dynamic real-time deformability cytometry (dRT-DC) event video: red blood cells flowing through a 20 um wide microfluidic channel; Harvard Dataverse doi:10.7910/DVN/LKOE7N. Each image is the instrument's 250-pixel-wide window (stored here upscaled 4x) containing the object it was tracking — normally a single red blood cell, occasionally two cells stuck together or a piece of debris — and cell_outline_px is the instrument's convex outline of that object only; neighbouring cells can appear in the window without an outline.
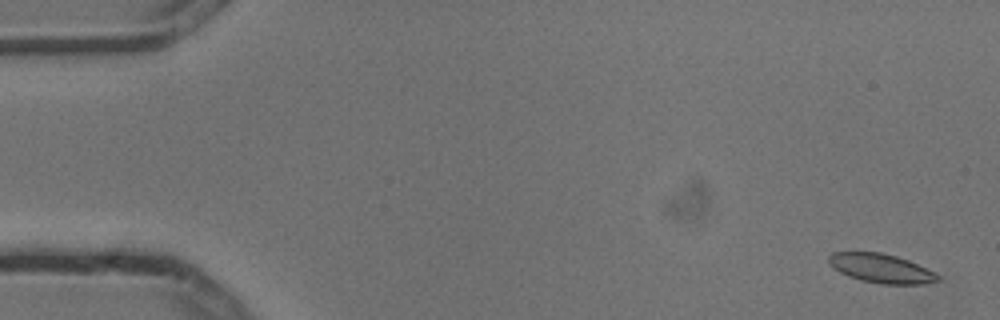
{"species": "common noctule bat (a hibernating species)", "species_latin": "Nyctalus noctula", "temperature_condition": "cold", "stored_images_in_passage": 5, "camera_frame_rate_fps": 3000, "um_per_image_px": 0.085, "animal": {"sex": "male", "body_mass_g": 13.3}, "frame": {"image": 1, "passage_image": 1, "time_ms": 0.0, "image_size_px": [1000, 320], "cell_outline_px": [[940, 280], [924, 284], [880, 284], [860, 280], [848, 276], [832, 268], [828, 264], [828, 256], [832, 252], [880, 252], [896, 256], [908, 260], [936, 272], [940, 276]], "centroid_in_image_um": [74.88, 22.81], "position_along_channel_um": 10.1, "area_um2": 18.67}}
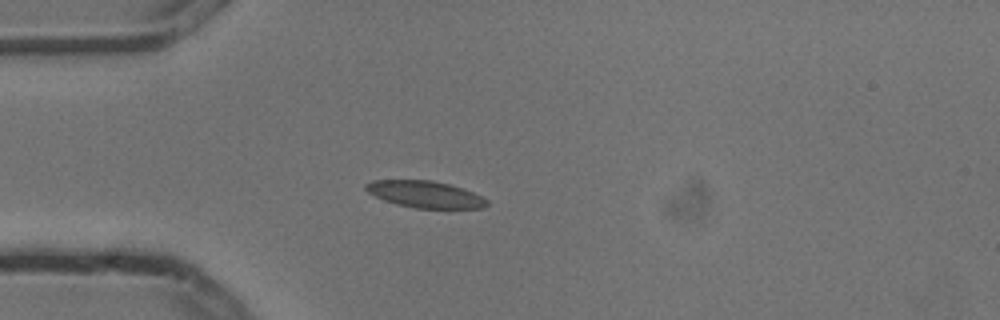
{"frame": {"image": 2, "passage_image": 5, "time_ms": 1.333, "image_size_px": [1000, 320], "cell_outline_px": [[488, 204], [484, 208], [416, 208], [396, 204], [384, 200], [368, 192], [364, 188], [364, 184], [372, 180], [432, 180], [448, 184], [472, 192], [488, 200]], "centroid_in_image_um": [36.1, 16.51], "position_along_channel_um": 48.9, "area_um2": 18.73}}